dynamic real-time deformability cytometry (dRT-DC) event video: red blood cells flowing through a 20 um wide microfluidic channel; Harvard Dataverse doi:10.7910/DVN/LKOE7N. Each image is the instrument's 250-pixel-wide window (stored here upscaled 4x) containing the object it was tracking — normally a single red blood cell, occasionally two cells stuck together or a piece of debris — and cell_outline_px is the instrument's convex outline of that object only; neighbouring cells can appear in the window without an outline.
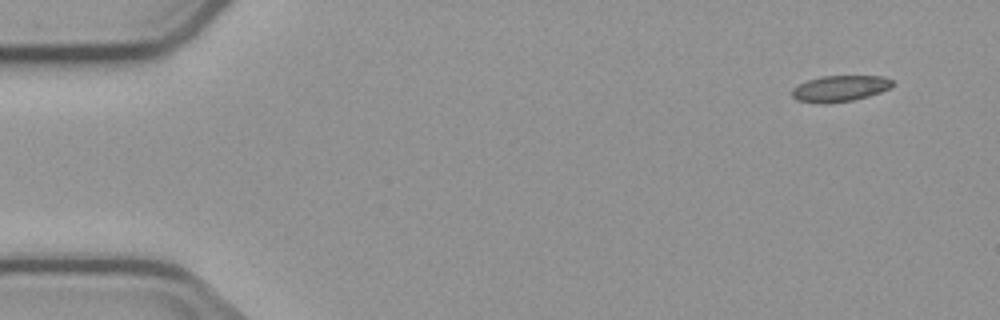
{"species": "common noctule bat (a hibernating species)", "species_latin": "Nyctalus noctula", "temperature_condition": "cold", "stored_images_in_passage": 5, "camera_frame_rate_fps": 3000, "um_per_image_px": 0.085, "animal": {"sex": "male", "body_mass_g": 23.1, "forearm_length_mm": 52.7}, "frame": {"image": 1, "passage_image": 1, "time_ms": 0.0, "image_size_px": [1000, 320], "cell_outline_px": [[896, 84], [892, 88], [868, 96], [852, 100], [824, 104], [796, 100], [792, 96], [792, 88], [808, 80], [820, 76], [884, 76], [892, 80]], "centroid_in_image_um": [71.42, 7.52], "position_along_channel_um": 13.6, "area_um2": 15.37}}
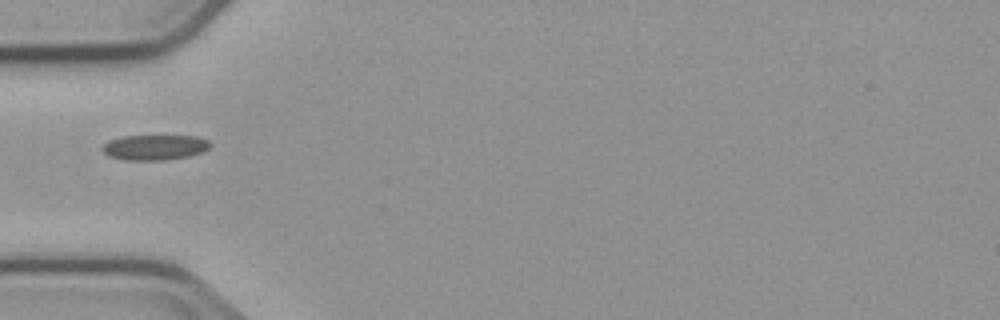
{"frame": {"image": 2, "passage_image": 5, "time_ms": 4.667, "image_size_px": [1000, 320], "cell_outline_px": [[212, 144], [208, 148], [200, 152], [188, 156], [164, 160], [124, 160], [108, 156], [100, 148], [108, 140], [124, 136], [196, 136], [208, 140]], "centroid_in_image_um": [13.11, 12.52], "position_along_channel_um": 71.9, "area_um2": 15.84}}